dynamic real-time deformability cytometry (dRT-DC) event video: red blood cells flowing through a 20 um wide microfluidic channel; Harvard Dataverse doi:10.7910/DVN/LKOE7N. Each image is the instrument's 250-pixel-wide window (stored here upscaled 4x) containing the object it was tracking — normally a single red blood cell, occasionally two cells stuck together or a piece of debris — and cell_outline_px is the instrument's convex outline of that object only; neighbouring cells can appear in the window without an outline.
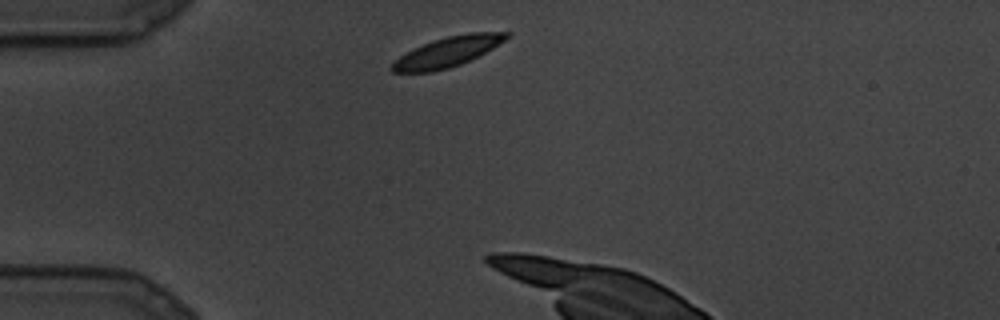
{"species": "common noctule bat (a hibernating species)", "species_latin": "Nyctalus noctula", "temperature_condition": "cold", "stored_images_in_passage": 3, "camera_frame_rate_fps": 3000, "um_per_image_px": 0.085, "animal": {"sex": "male", "body_mass_g": 19.5, "forearm_length_mm": 54.6}, "frame": {"image": 1, "passage_image": 1, "time_ms": 0.0, "image_size_px": [1000, 320], "cell_outline_px": [[512, 32], [504, 40], [492, 48], [460, 64], [448, 68], [432, 72], [392, 72], [388, 68], [400, 56], [432, 40], [448, 36], [468, 32]], "centroid_in_image_um": [38.02, 4.41], "position_along_channel_um": 47.0, "area_um2": 19.54}}